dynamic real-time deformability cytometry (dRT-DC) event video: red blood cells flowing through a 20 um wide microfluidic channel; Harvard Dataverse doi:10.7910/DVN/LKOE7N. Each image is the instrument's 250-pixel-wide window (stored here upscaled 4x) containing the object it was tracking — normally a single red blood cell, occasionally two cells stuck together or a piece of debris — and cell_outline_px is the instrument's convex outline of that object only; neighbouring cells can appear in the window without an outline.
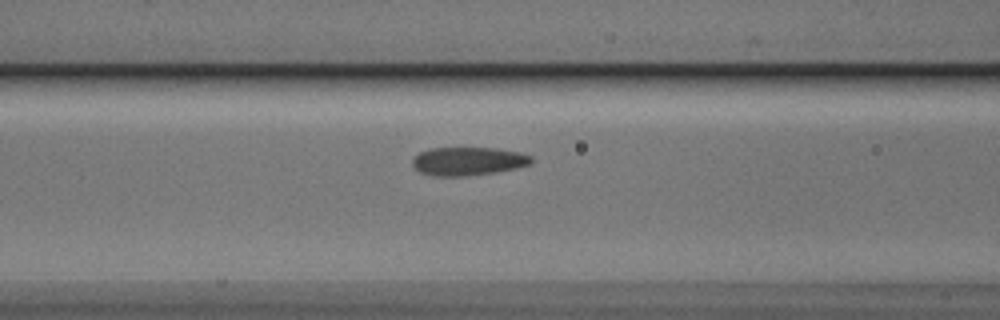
{"species": "Egyptian fruit bat (a non-hibernating species)", "species_latin": "Rousettus aegyptiacus", "temperature_condition": "cold", "stored_images_in_passage": 41, "camera_frame_rate_fps": 3000, "um_per_image_px": 0.085, "animal": {"sex": "male"}, "frame": {"image": 1, "passage_image": 14, "time_ms": 4.333, "image_size_px": [1000, 320], "cell_outline_px": [[532, 164], [516, 168], [496, 172], [468, 176], [432, 176], [420, 172], [412, 164], [412, 156], [428, 148], [496, 148], [520, 152], [532, 156]], "centroid_in_image_um": [39.78, 13.7], "position_along_channel_um": 126.8, "area_um2": 19.88}}
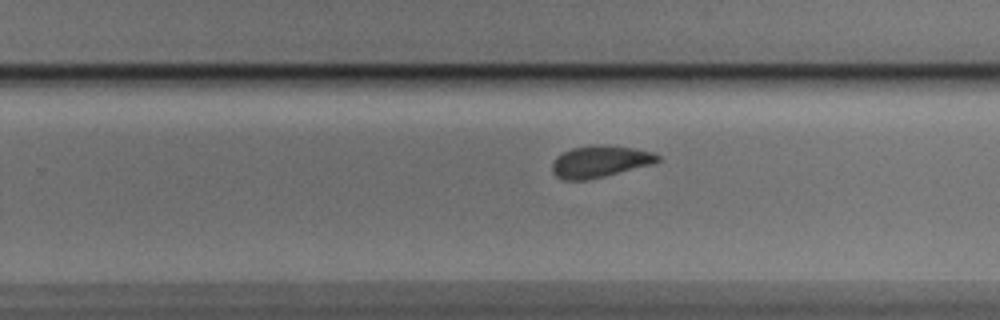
{"frame": {"image": 2, "passage_image": 26, "time_ms": 8.333, "image_size_px": [1000, 320], "cell_outline_px": [[660, 160], [656, 164], [588, 180], [564, 180], [556, 176], [552, 172], [552, 164], [556, 156], [572, 148], [596, 144], [636, 148], [652, 152], [660, 156]], "centroid_in_image_um": [51.03, 13.73], "position_along_channel_um": 278.8, "area_um2": 19.77}}
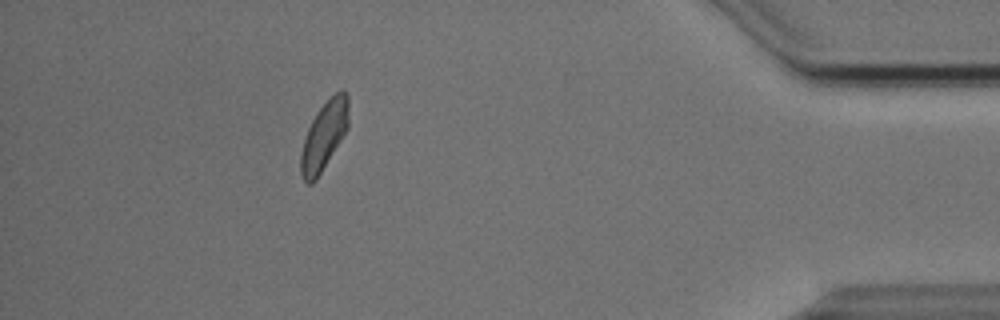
{"frame": {"image": 3, "passage_image": 40, "time_ms": 13.0, "image_size_px": [1000, 320], "cell_outline_px": [[348, 128], [316, 180], [312, 184], [308, 184], [304, 180], [300, 172], [300, 156], [304, 140], [308, 128], [316, 112], [340, 88], [344, 88], [348, 96]], "centroid_in_image_um": [27.55, 11.53], "position_along_channel_um": 407.7, "area_um2": 18.9}}